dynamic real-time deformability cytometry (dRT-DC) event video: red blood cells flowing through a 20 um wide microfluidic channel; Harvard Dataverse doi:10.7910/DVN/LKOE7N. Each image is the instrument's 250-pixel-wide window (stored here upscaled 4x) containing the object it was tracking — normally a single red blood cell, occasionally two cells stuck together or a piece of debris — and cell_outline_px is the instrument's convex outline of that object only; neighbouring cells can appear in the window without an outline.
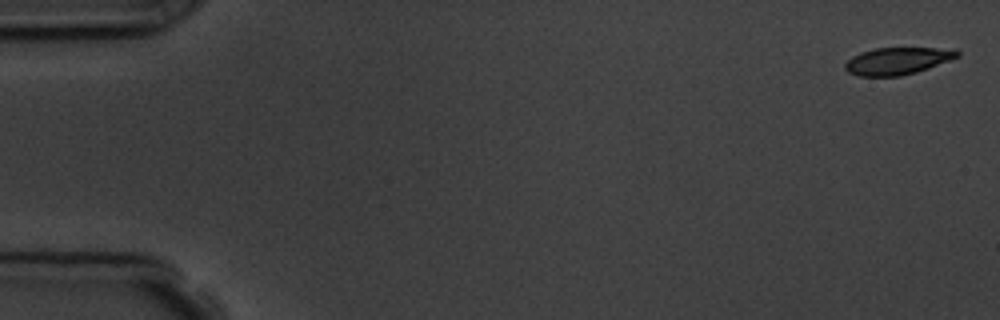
{"species": "common noctule bat (a hibernating species)", "species_latin": "Nyctalus noctula", "temperature_condition": "room temperature", "stored_images_in_passage": 5, "camera_frame_rate_fps": 3000, "um_per_image_px": 0.085, "animal": {"sex": "male", "body_mass_g": 19.5, "forearm_length_mm": 54.6}, "frame": {"image": 1, "passage_image": 1, "time_ms": 0.0, "image_size_px": [1000, 320], "cell_outline_px": [[960, 56], [928, 68], [916, 72], [900, 76], [860, 76], [848, 72], [844, 68], [844, 64], [852, 56], [860, 52], [876, 48], [956, 48], [960, 52]], "centroid_in_image_um": [76.29, 5.17], "position_along_channel_um": 8.7, "area_um2": 17.8}}
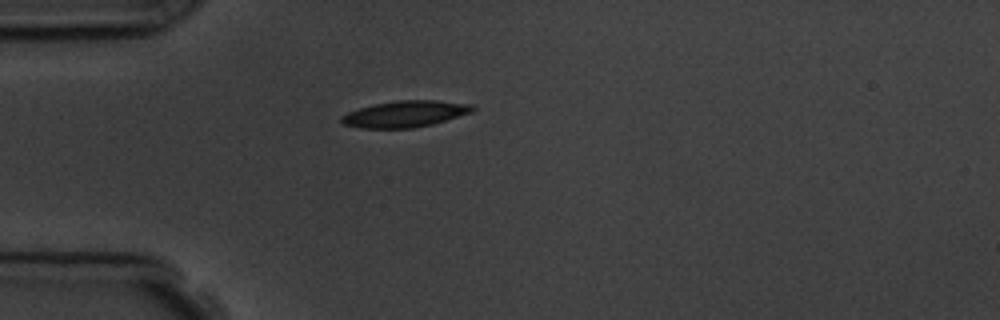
{"frame": {"image": 2, "passage_image": 5, "time_ms": 4.667, "image_size_px": [1000, 320], "cell_outline_px": [[476, 108], [472, 112], [432, 124], [412, 128], [360, 128], [344, 124], [340, 120], [340, 116], [348, 112], [360, 108], [376, 104], [396, 100], [436, 100], [472, 104]], "centroid_in_image_um": [34.44, 9.68], "position_along_channel_um": 50.6, "area_um2": 20.06}}